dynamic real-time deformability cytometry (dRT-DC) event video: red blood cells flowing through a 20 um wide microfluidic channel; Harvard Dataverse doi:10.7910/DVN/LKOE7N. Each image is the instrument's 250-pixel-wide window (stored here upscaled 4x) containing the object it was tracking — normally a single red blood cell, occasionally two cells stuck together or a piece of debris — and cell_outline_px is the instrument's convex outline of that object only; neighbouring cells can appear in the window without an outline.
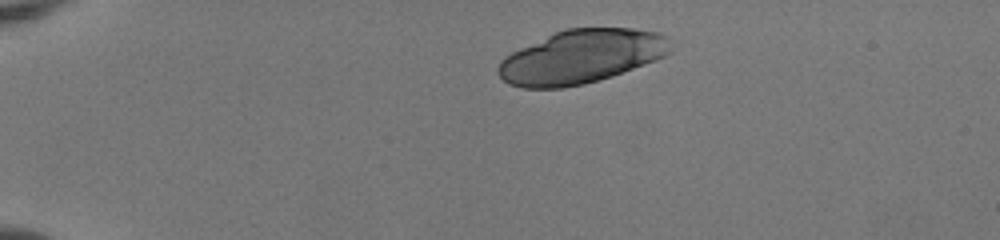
{"species": "human", "species_latin": "Homo sapiens", "temperature_condition": "room temperature", "stored_images_in_passage": 32, "camera_frame_rate_fps": 3000, "um_per_image_px": 0.085, "donor": {"sex": "female"}, "frame": {"image": 1, "passage_image": 1, "time_ms": 0.0, "image_size_px": [1000, 240], "cell_outline_px": [[672, 52], [656, 60], [612, 76], [584, 84], [564, 88], [524, 88], [508, 84], [496, 72], [496, 68], [500, 60], [504, 56], [520, 48], [556, 32], [568, 28], [632, 28], [660, 32], [668, 36]], "centroid_in_image_um": [49.42, 4.82], "position_along_channel_um": 35.6, "area_um2": 54.04}}